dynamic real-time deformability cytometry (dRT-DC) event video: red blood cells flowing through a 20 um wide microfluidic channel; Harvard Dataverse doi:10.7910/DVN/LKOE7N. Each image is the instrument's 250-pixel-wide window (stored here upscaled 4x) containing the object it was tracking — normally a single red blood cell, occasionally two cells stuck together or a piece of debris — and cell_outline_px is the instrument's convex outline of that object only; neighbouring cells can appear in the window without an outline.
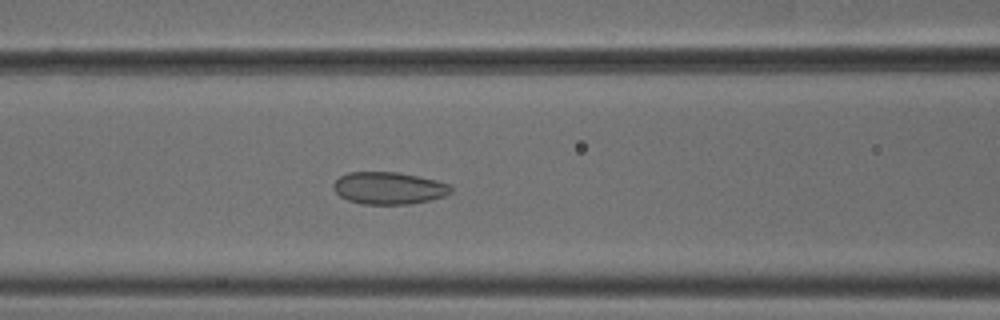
{"species": "common noctule bat (a hibernating species)", "species_latin": "Nyctalus noctula", "temperature_condition": "cold", "stored_images_in_passage": 53, "camera_frame_rate_fps": 3000, "um_per_image_px": 0.085, "animal": {"sex": "male", "body_mass_g": 18.8}, "frame": {"image": 1, "passage_image": 22, "time_ms": 7.0, "image_size_px": [1000, 320], "cell_outline_px": [[452, 192], [444, 196], [428, 200], [408, 204], [364, 204], [348, 200], [340, 196], [332, 188], [332, 184], [340, 176], [348, 172], [396, 172], [436, 180], [448, 184], [452, 188]], "centroid_in_image_um": [33.02, 15.99], "position_along_channel_um": 133.6, "area_um2": 21.91}}
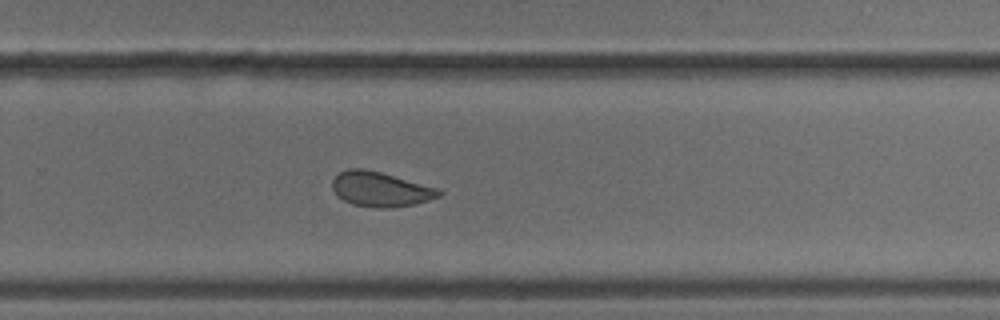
{"frame": {"image": 2, "passage_image": 35, "time_ms": 11.333, "image_size_px": [1000, 320], "cell_outline_px": [[444, 192], [440, 196], [416, 204], [392, 208], [376, 208], [352, 204], [336, 196], [332, 188], [332, 180], [340, 172], [348, 168], [364, 168], [380, 172], [440, 188]], "centroid_in_image_um": [32.35, 16.09], "position_along_channel_um": 297.4, "area_um2": 21.85}}
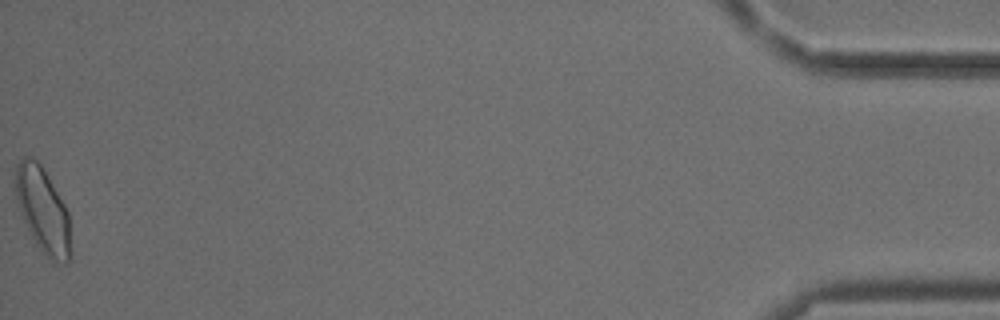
{"frame": {"image": 3, "passage_image": 53, "time_ms": 17.333, "image_size_px": [1000, 320], "cell_outline_px": [[72, 260], [68, 264], [64, 264], [48, 260], [44, 256], [36, 244], [24, 220], [12, 184], [16, 164], [24, 156], [28, 156], [36, 160], [44, 168], [64, 204], [68, 212], [72, 256]], "centroid_in_image_um": [3.65, 17.89], "position_along_channel_um": 431.6, "area_um2": 27.98}, "authors_computed_cell_mechanics": {"area_um2": 23.1778, "velocity_mm_per_s": 3.7986, "shape_relaxation_time_tau1_ms": null, "shape_relaxation_time_tau2_ms": 1.7885, "deformation_change_tau1": null, "deformation_change_tau2": 0.0579}}